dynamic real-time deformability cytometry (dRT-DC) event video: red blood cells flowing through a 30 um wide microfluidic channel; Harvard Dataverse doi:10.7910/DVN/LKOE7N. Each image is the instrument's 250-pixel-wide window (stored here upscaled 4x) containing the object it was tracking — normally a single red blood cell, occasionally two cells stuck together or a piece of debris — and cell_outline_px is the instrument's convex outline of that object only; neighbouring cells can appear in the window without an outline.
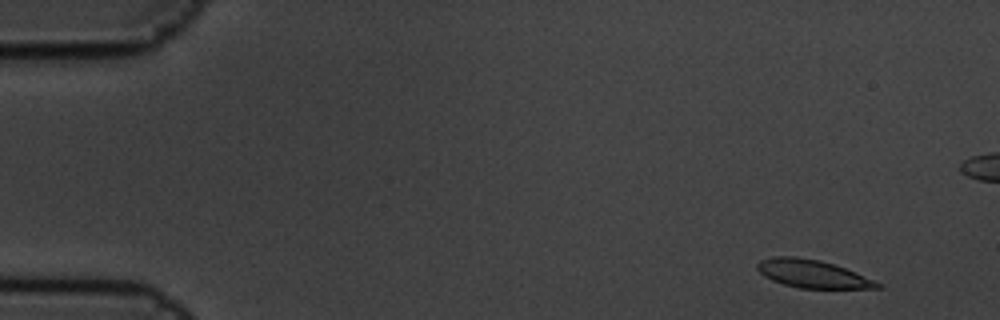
{"species": "common noctule bat (a hibernating species)", "species_latin": "Nyctalus noctula", "temperature_condition": "cold", "stored_images_in_passage": 5, "camera_frame_rate_fps": 3000, "um_per_image_px": 0.085, "animal": {"sex": "male", "body_mass_g": 19.5, "forearm_length_mm": 54.6}, "frame": {"image": 1, "passage_image": 1, "time_ms": 0.0, "image_size_px": [1000, 320], "cell_outline_px": [[884, 288], [800, 288], [784, 284], [772, 280], [764, 276], [756, 268], [756, 264], [760, 260], [776, 256], [796, 256], [820, 260], [856, 272], [884, 284]], "centroid_in_image_um": [69.08, 23.27], "position_along_channel_um": 15.9, "area_um2": 19.54}}